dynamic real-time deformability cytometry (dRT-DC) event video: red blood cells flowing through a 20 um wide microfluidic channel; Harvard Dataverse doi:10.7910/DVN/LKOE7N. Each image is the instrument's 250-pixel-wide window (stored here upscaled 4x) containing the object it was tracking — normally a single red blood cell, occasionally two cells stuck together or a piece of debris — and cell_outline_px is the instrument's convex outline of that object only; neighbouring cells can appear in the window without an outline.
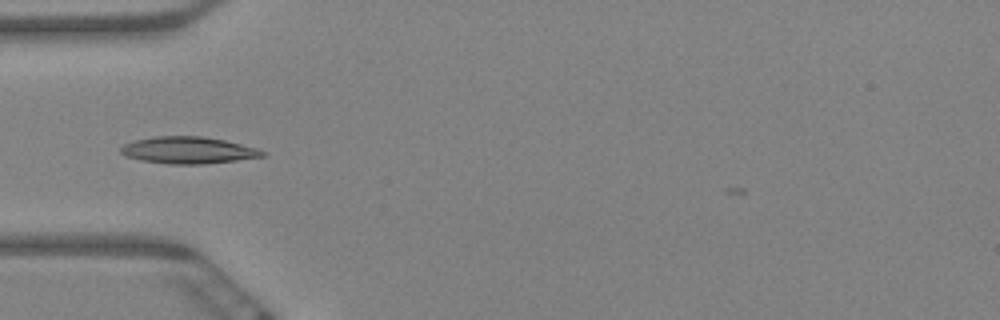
{"species": "Egyptian fruit bat (a non-hibernating species)", "species_latin": "Rousettus aegyptiacus", "temperature_condition": "warm", "stored_images_in_passage": 44, "camera_frame_rate_fps": 3000, "um_per_image_px": 0.085, "animal": {"sex": "female"}, "frame": {"image": 1, "passage_image": 2, "time_ms": 0.333, "image_size_px": [1000, 320], "cell_outline_px": [[268, 156], [236, 160], [200, 164], [168, 164], [140, 160], [124, 156], [120, 152], [120, 148], [124, 144], [136, 140], [156, 136], [204, 136], [224, 140], [256, 148], [264, 152]], "centroid_in_image_um": [15.97, 12.77], "position_along_channel_um": 69.0, "area_um2": 22.08}}
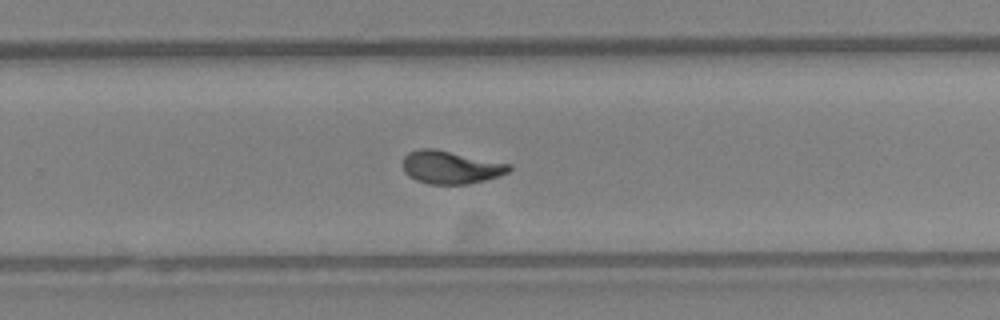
{"frame": {"image": 2, "passage_image": 22, "time_ms": 7.0, "image_size_px": [1000, 320], "cell_outline_px": [[512, 168], [508, 172], [500, 176], [468, 184], [428, 184], [416, 180], [408, 176], [404, 172], [400, 164], [404, 156], [408, 152], [420, 148], [432, 148], [512, 164]], "centroid_in_image_um": [38.27, 14.22], "position_along_channel_um": 291.5, "area_um2": 20.63}}
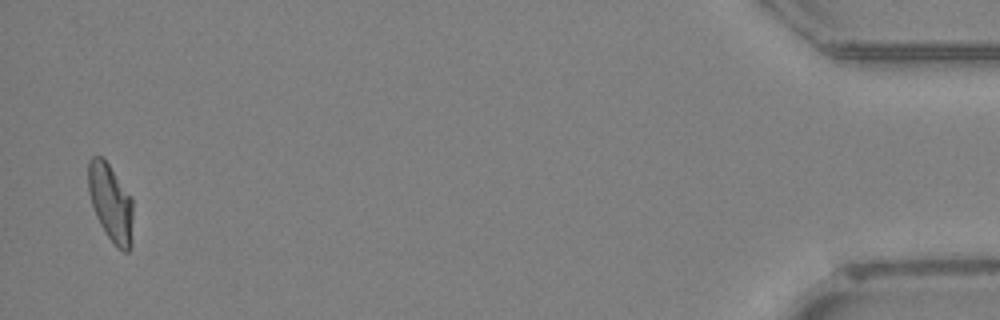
{"frame": {"image": 3, "passage_image": 42, "time_ms": 13.667, "image_size_px": [1000, 320], "cell_outline_px": [[132, 244], [128, 252], [124, 252], [116, 248], [100, 224], [96, 216], [88, 192], [88, 160], [92, 156], [100, 156], [108, 164], [132, 196]], "centroid_in_image_um": [9.42, 17.25], "position_along_channel_um": 425.8, "area_um2": 20.29}, "authors_computed_cell_mechanics": {"area_um2": 20.1722, "velocity_mm_per_s": 3.3533, "shape_relaxation_time_tau1_ms": 7.6988, "shape_relaxation_time_tau2_ms": 0.8649, "deformation_change_tau1": 0.2037, "deformation_change_tau2": 0.0614}}